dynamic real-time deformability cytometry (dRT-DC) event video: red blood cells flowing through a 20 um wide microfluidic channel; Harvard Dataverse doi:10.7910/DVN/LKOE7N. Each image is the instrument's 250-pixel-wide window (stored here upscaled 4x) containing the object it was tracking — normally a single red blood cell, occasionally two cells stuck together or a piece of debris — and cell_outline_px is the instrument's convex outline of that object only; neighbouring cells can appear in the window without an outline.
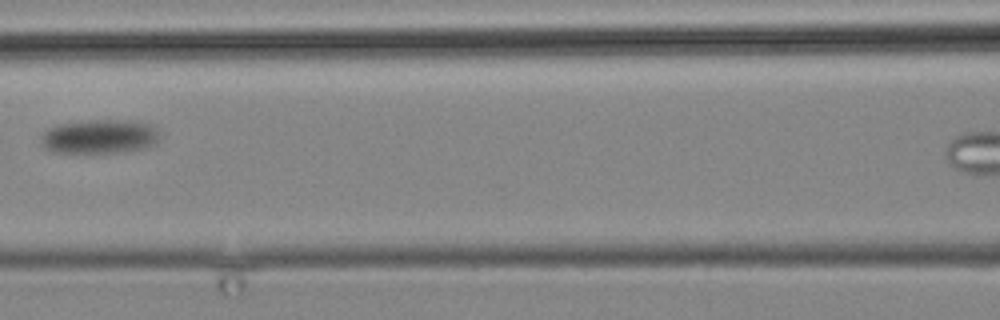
{"species": "common noctule bat (a hibernating species)", "species_latin": "Nyctalus noctula", "temperature_condition": "cold", "stored_images_in_passage": 11, "camera_frame_rate_fps": 3000, "um_per_image_px": 0.085, "animal": {"sex": "male", "body_mass_g": 19.2, "forearm_length_mm": 51.8}, "frame": {"image": 1, "passage_image": 10, "time_ms": 11.333, "image_size_px": [1000, 320], "cell_outline_px": [[160, 140], [156, 144], [148, 148], [124, 152], [52, 152], [44, 148], [40, 144], [40, 140], [44, 132], [48, 128], [56, 124], [88, 120], [132, 120], [152, 124], [160, 132]], "centroid_in_image_um": [8.51, 11.6], "position_along_channel_um": 158.1, "area_um2": 24.16}}